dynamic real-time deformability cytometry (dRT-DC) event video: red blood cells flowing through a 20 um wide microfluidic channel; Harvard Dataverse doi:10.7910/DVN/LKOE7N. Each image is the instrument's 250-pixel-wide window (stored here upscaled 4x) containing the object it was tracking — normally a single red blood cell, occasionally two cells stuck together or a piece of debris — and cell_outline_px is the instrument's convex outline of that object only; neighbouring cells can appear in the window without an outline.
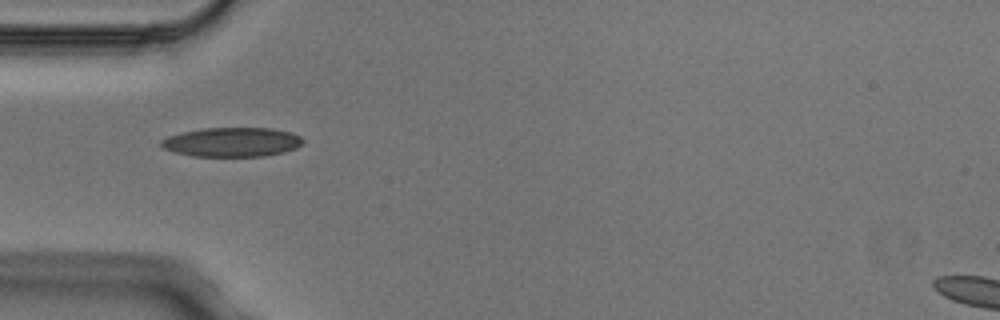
{"species": "Egyptian fruit bat (a non-hibernating species)", "species_latin": "Rousettus aegyptiacus", "temperature_condition": "cold", "stored_images_in_passage": 4, "camera_frame_rate_fps": 3000, "um_per_image_px": 0.085, "animal": {"sex": "male"}, "frame": {"image": 1, "passage_image": 1, "time_ms": 0.0, "image_size_px": [1000, 320], "cell_outline_px": [[304, 140], [296, 148], [284, 152], [264, 156], [192, 156], [176, 152], [164, 148], [160, 144], [160, 140], [168, 136], [184, 132], [204, 128], [272, 128], [292, 132], [300, 136]], "centroid_in_image_um": [19.74, 12.07], "position_along_channel_um": 65.3, "area_um2": 24.1}}
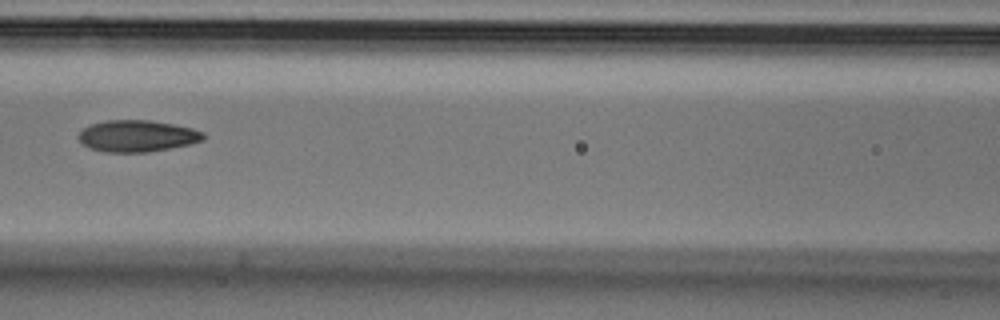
{"frame": {"image": 2, "passage_image": 3, "time_ms": 0.667, "image_size_px": [1000, 320], "cell_outline_px": [[204, 140], [192, 144], [172, 148], [148, 152], [104, 152], [88, 148], [80, 140], [80, 132], [88, 124], [108, 120], [148, 120], [172, 124], [192, 128], [204, 132]], "centroid_in_image_um": [11.68, 11.56], "position_along_channel_um": 154.9, "area_um2": 23.06}}
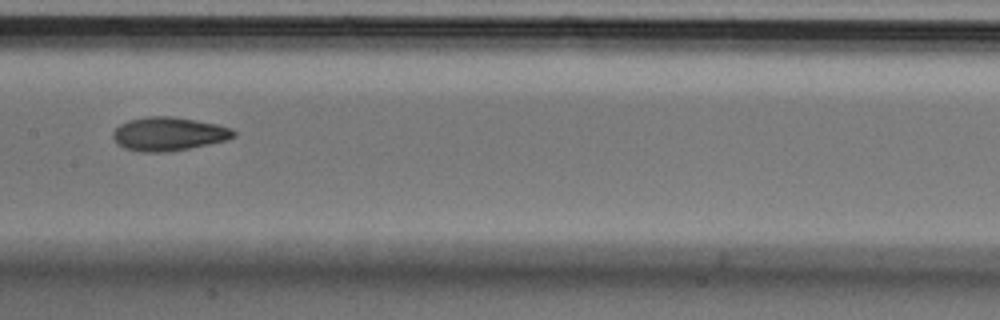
{"frame": {"image": 3, "passage_image": 4, "time_ms": 1.0, "image_size_px": [1000, 320], "cell_outline_px": [[236, 136], [228, 140], [168, 152], [140, 152], [124, 148], [116, 144], [112, 136], [112, 132], [120, 124], [128, 120], [144, 116], [172, 116], [196, 120], [216, 124], [232, 128], [236, 132]], "centroid_in_image_um": [14.31, 11.38], "position_along_channel_um": 193.1, "area_um2": 23.87}}